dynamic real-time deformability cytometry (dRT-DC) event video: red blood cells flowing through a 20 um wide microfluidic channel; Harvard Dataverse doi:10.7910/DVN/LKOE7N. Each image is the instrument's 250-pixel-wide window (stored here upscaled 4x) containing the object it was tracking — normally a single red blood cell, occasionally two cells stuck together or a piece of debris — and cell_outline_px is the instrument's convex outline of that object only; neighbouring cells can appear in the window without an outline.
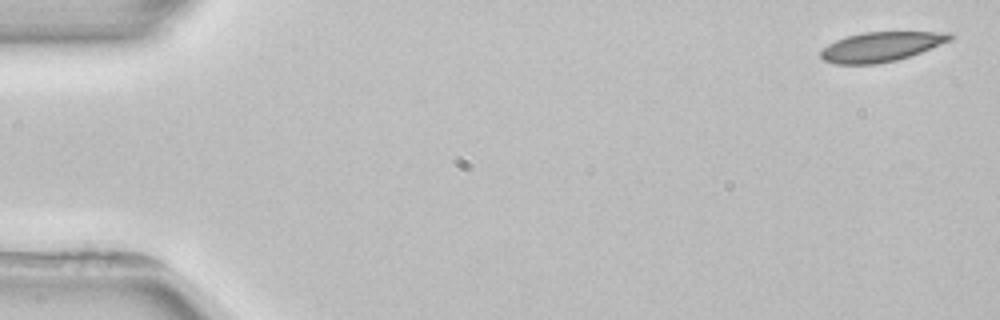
{"species": "common noctule bat (a hibernating species)", "species_latin": "Nyctalus noctula", "temperature_condition": "room temperature", "stored_images_in_passage": 3, "camera_frame_rate_fps": 3000, "um_per_image_px": 0.085, "animal": {"sex": "female", "body_mass_g": 22.7, "forearm_length_mm": 54.2}, "frame": {"image": 1, "passage_image": 1, "time_ms": 0.0, "image_size_px": [1000, 320], "cell_outline_px": [[952, 36], [948, 40], [920, 52], [896, 60], [876, 64], [836, 64], [824, 60], [820, 56], [820, 52], [828, 44], [836, 40], [848, 36], [864, 32], [952, 32]], "centroid_in_image_um": [74.84, 3.97], "position_along_channel_um": 10.2, "area_um2": 21.85}}
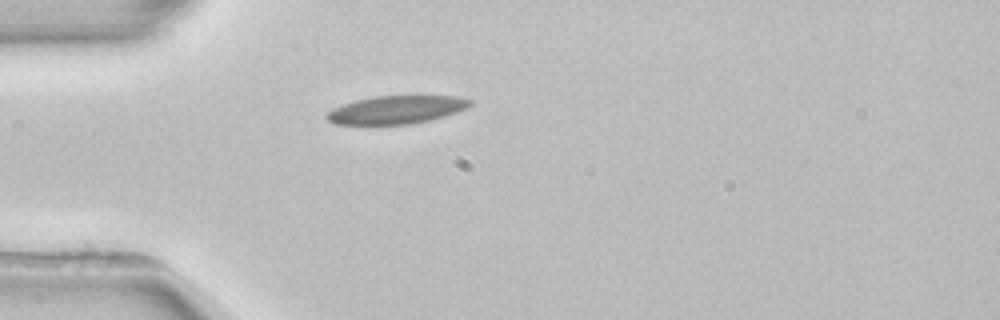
{"frame": {"image": 2, "passage_image": 3, "time_ms": 4.333, "image_size_px": [1000, 320], "cell_outline_px": [[472, 104], [456, 112], [444, 116], [412, 124], [336, 124], [328, 120], [324, 116], [332, 108], [356, 100], [372, 96], [456, 96], [472, 100]], "centroid_in_image_um": [33.66, 9.32], "position_along_channel_um": 51.3, "area_um2": 23.24}}